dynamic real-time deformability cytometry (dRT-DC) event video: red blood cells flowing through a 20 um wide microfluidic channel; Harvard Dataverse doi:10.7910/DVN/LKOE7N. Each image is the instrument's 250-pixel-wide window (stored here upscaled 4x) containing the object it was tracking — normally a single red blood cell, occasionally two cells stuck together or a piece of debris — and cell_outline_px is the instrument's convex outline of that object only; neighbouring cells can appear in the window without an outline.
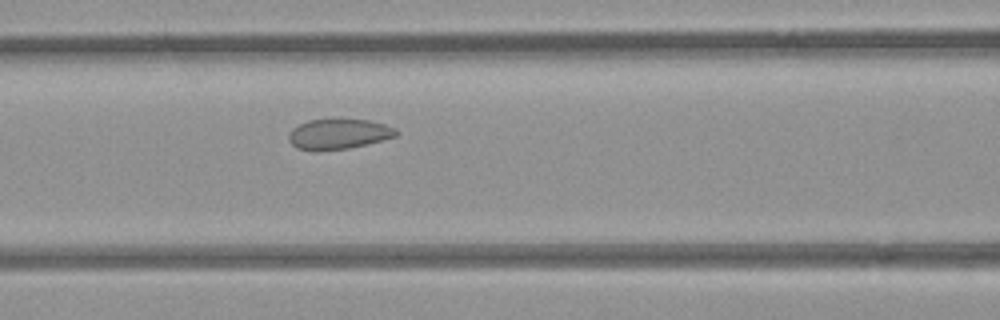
{"species": "common noctule bat (a hibernating species)", "species_latin": "Nyctalus noctula", "temperature_condition": "room temperature", "stored_images_in_passage": 33, "camera_frame_rate_fps": 3000, "um_per_image_px": 0.085, "animal": {"sex": "female", "body_mass_g": 21.9}, "frame": {"image": 1, "passage_image": 12, "time_ms": 3.667, "image_size_px": [1000, 320], "cell_outline_px": [[400, 132], [396, 136], [384, 140], [368, 144], [348, 148], [316, 152], [296, 148], [288, 140], [288, 132], [292, 128], [308, 120], [332, 116], [368, 120], [384, 124], [396, 128]], "centroid_in_image_um": [28.76, 11.36], "position_along_channel_um": 137.8, "area_um2": 20.0}}
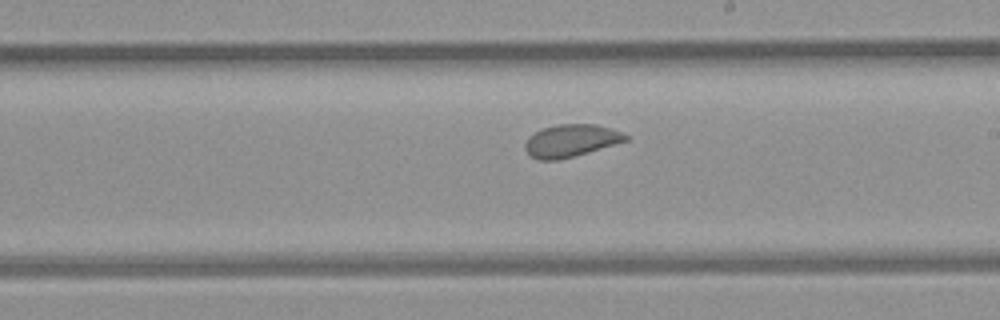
{"frame": {"image": 2, "passage_image": 20, "time_ms": 6.333, "image_size_px": [1000, 320], "cell_outline_px": [[628, 140], [588, 152], [556, 160], [536, 160], [524, 148], [524, 144], [528, 136], [544, 128], [560, 124], [596, 124], [620, 132], [628, 136]], "centroid_in_image_um": [48.49, 11.96], "position_along_channel_um": 240.5, "area_um2": 18.67}}
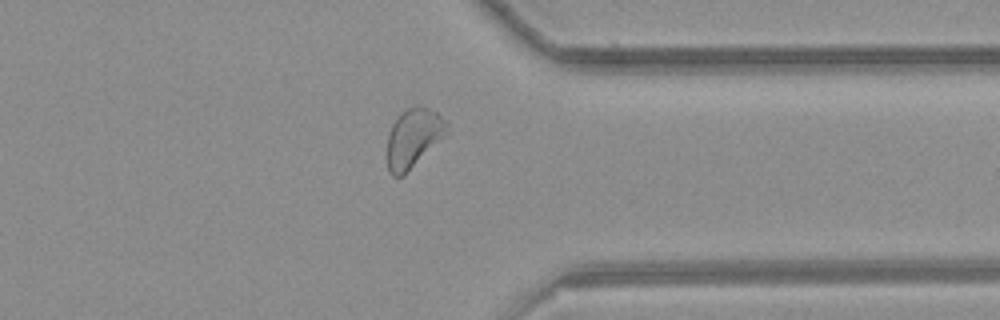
{"frame": {"image": 3, "passage_image": 31, "time_ms": 10.0, "image_size_px": [1000, 320], "cell_outline_px": [[448, 132], [404, 176], [392, 176], [388, 172], [388, 132], [392, 124], [400, 112], [416, 104], [420, 104], [436, 112], [448, 124]], "centroid_in_image_um": [35.12, 11.71], "position_along_channel_um": 376.3, "area_um2": 20.52}}